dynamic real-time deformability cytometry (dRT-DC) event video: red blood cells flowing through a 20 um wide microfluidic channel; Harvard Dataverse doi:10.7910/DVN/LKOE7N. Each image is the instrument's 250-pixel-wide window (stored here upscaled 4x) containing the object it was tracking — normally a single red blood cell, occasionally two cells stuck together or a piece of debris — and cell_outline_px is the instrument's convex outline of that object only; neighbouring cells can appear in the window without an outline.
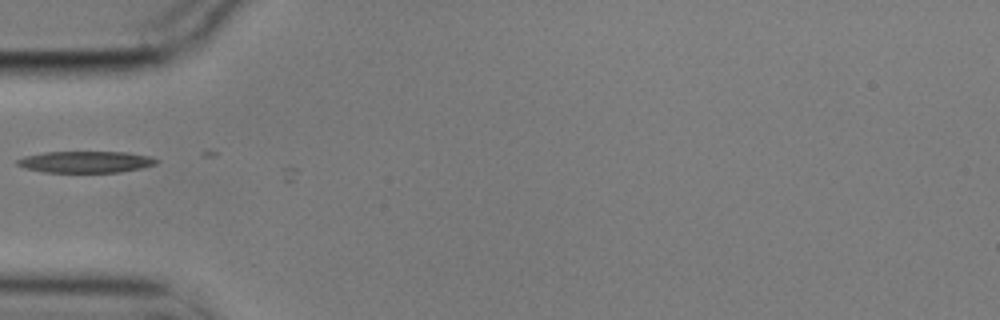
{"species": "common noctule bat (a hibernating species)", "species_latin": "Nyctalus noctula", "temperature_condition": "cold", "stored_images_in_passage": 2, "camera_frame_rate_fps": 3000, "um_per_image_px": 0.085, "animal": {"sex": "male", "body_mass_g": 17.9}, "frame": {"image": 1, "passage_image": 1, "time_ms": 0.0, "image_size_px": [1000, 320], "cell_outline_px": [[160, 160], [156, 164], [140, 168], [120, 172], [44, 172], [24, 168], [16, 164], [16, 160], [24, 156], [44, 152], [128, 152], [152, 156]], "centroid_in_image_um": [7.3, 13.75], "position_along_channel_um": 77.7, "area_um2": 17.57}}